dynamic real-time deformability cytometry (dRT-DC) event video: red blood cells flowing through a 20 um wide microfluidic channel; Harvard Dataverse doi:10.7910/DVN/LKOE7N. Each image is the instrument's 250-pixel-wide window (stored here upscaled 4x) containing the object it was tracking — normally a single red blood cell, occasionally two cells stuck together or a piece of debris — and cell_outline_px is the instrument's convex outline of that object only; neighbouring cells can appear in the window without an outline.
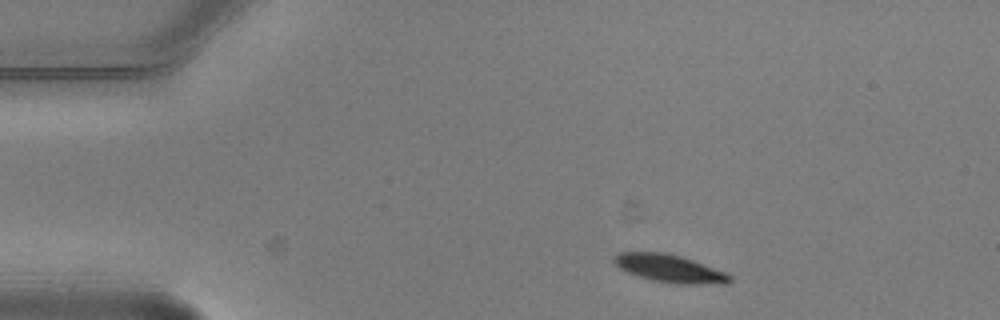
{"species": "common noctule bat (a hibernating species)", "species_latin": "Nyctalus noctula", "temperature_condition": "warm", "stored_images_in_passage": 3, "camera_frame_rate_fps": 3000, "um_per_image_px": 0.085, "animal": {"sex": "male", "body_mass_g": 20.5, "forearm_length_mm": 52.5}, "frame": {"image": 1, "passage_image": 1, "time_ms": 0.0, "image_size_px": [1000, 320], "cell_outline_px": [[732, 280], [728, 284], [676, 284], [652, 280], [628, 272], [620, 268], [612, 260], [620, 252], [664, 252], [680, 256], [692, 260], [724, 272], [732, 276]], "centroid_in_image_um": [56.94, 22.83], "position_along_channel_um": 28.1, "area_um2": 18.5}}